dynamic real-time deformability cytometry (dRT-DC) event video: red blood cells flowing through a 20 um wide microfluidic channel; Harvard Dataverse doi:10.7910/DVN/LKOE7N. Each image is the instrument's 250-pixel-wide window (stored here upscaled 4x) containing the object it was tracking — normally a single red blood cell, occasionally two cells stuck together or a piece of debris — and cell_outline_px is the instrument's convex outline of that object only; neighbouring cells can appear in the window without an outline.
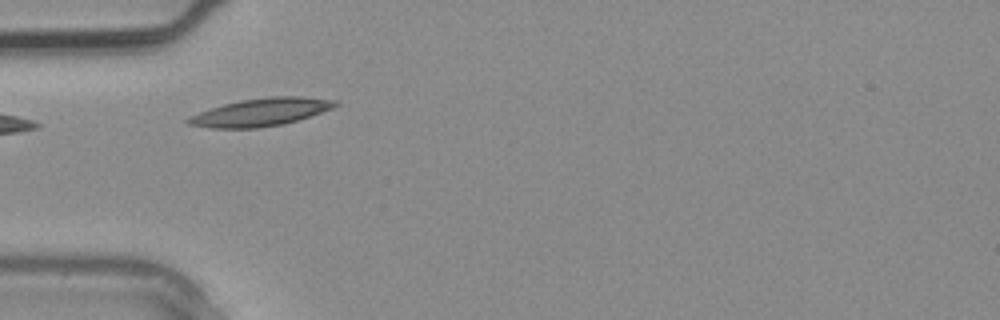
{"species": "common noctule bat (a hibernating species)", "species_latin": "Nyctalus noctula", "temperature_condition": "warm", "stored_images_in_passage": 1, "camera_frame_rate_fps": 3000, "um_per_image_px": 0.085, "animal": {"sex": "male", "body_mass_g": 20.4}, "frame": {"image": 1, "passage_image": 1, "time_ms": 0.0, "image_size_px": [1000, 320], "cell_outline_px": [[340, 104], [332, 108], [284, 124], [256, 128], [212, 128], [188, 124], [184, 120], [200, 112], [224, 104], [240, 100], [268, 96], [300, 96], [336, 100]], "centroid_in_image_um": [22.18, 9.52], "position_along_channel_um": 62.8, "area_um2": 23.52}}